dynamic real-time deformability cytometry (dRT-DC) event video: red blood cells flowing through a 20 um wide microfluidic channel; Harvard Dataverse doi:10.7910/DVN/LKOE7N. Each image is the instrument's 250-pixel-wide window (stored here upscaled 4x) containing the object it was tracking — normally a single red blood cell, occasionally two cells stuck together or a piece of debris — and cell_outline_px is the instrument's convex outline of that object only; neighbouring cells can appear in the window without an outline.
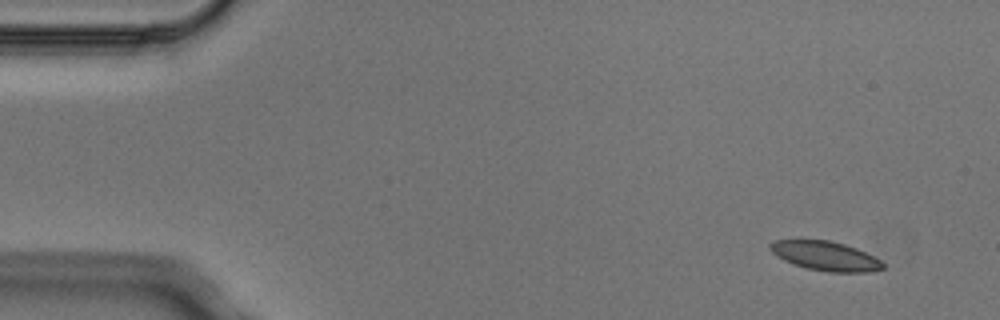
{"species": "Egyptian fruit bat (a non-hibernating species)", "species_latin": "Rousettus aegyptiacus", "temperature_condition": "cold", "stored_images_in_passage": 4, "camera_frame_rate_fps": 3000, "um_per_image_px": 0.085, "animal": {"sex": "male"}, "frame": {"image": 1, "passage_image": 1, "time_ms": 0.0, "image_size_px": [1000, 320], "cell_outline_px": [[884, 268], [868, 272], [828, 272], [808, 268], [792, 264], [784, 260], [772, 252], [768, 248], [768, 244], [776, 240], [828, 240], [844, 244], [856, 248], [880, 260], [884, 264]], "centroid_in_image_um": [70.14, 21.75], "position_along_channel_um": 14.9, "area_um2": 19.07}}
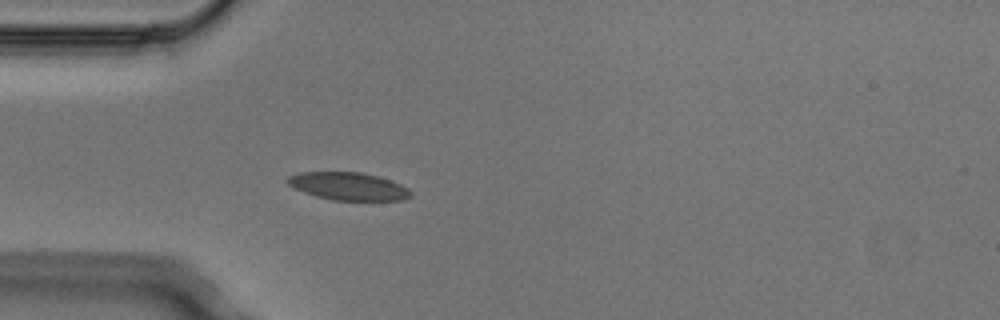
{"frame": {"image": 2, "passage_image": 4, "time_ms": 1.0, "image_size_px": [1000, 320], "cell_outline_px": [[412, 196], [404, 200], [332, 200], [316, 196], [304, 192], [288, 184], [284, 180], [288, 176], [300, 172], [360, 172], [380, 176], [400, 184], [408, 188], [412, 192]], "centroid_in_image_um": [29.62, 15.83], "position_along_channel_um": 55.4, "area_um2": 20.0}}